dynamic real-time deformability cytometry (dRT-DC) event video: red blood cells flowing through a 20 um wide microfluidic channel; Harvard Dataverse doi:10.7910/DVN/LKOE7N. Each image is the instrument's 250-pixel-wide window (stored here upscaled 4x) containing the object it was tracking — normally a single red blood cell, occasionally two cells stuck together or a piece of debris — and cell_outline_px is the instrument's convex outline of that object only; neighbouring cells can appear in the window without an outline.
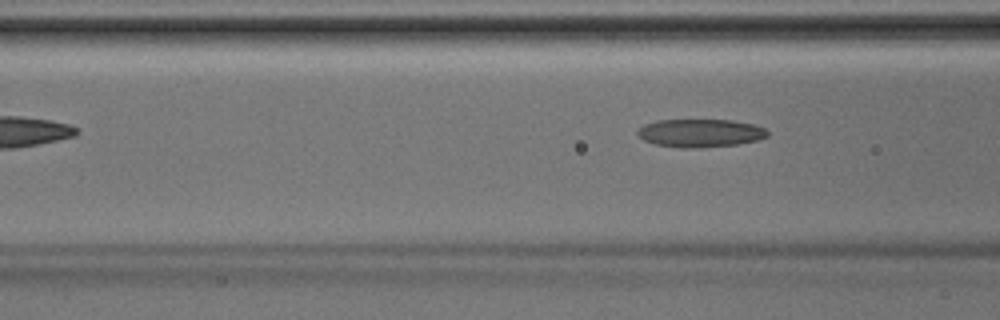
{"species": "Egyptian fruit bat (a non-hibernating species)", "species_latin": "Rousettus aegyptiacus", "temperature_condition": "room temperature", "stored_images_in_passage": 5, "segment_of_instrument_passage": [2, 2], "camera_frame_rate_fps": 3000, "um_per_image_px": 0.085, "animal": {"sex": "male"}, "frame": {"image": 1, "passage_image": 5, "time_ms": 1.333, "image_size_px": [1000, 320], "cell_outline_px": [[768, 136], [756, 140], [736, 144], [696, 148], [684, 148], [656, 144], [644, 140], [636, 136], [636, 132], [644, 124], [656, 120], [732, 120], [752, 124], [764, 128], [768, 132]], "centroid_in_image_um": [59.48, 11.3], "position_along_channel_um": 107.1, "area_um2": 21.15}}